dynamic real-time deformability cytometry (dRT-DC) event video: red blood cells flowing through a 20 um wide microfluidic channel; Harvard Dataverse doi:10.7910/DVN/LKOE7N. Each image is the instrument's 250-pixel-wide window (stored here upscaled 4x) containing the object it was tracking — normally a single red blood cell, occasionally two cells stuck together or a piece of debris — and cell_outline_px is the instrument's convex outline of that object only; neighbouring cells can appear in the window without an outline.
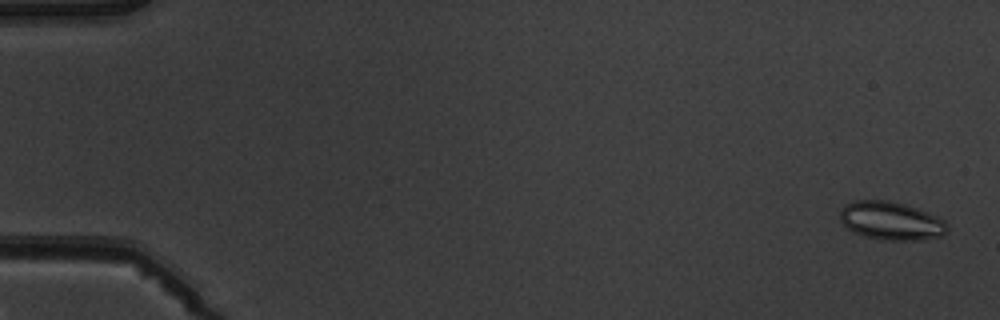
{"species": "common noctule bat (a hibernating species)", "species_latin": "Nyctalus noctula", "temperature_condition": "warm", "stored_images_in_passage": 4, "segment_of_instrument_passage": [2, 2], "camera_frame_rate_fps": 3000, "um_per_image_px": 0.085, "animal": {"sex": "male", "body_mass_g": 19.5, "forearm_length_mm": 54.6}, "frame": {"image": 1, "passage_image": 4, "time_ms": 3.667, "image_size_px": [1000, 320], "cell_outline_px": [[948, 232], [944, 236], [920, 240], [880, 240], [864, 236], [852, 232], [840, 220], [840, 208], [844, 204], [852, 200], [888, 200], [904, 204], [928, 212], [944, 220], [948, 224]], "centroid_in_image_um": [75.74, 18.77], "position_along_channel_um": 9.3, "area_um2": 24.33}}